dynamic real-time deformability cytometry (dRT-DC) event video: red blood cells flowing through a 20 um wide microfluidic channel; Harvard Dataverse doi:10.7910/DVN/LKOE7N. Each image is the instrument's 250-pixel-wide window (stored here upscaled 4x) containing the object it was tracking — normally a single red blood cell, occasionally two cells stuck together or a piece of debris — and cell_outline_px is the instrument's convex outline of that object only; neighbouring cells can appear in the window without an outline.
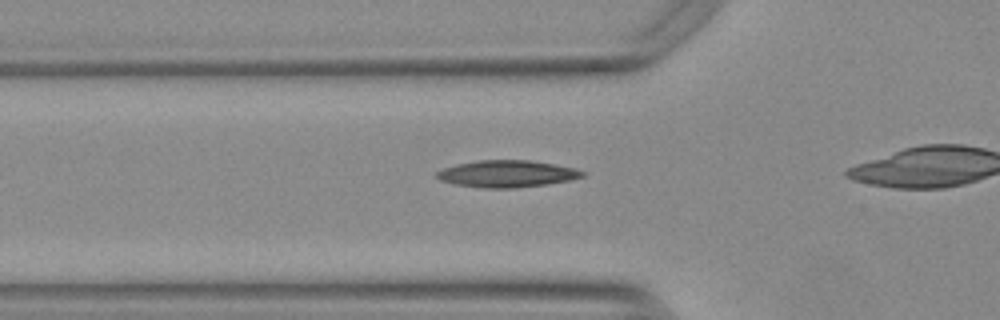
{"species": "Egyptian fruit bat (a non-hibernating species)", "species_latin": "Rousettus aegyptiacus", "temperature_condition": "warm", "stored_images_in_passage": 27, "camera_frame_rate_fps": 3000, "um_per_image_px": 0.085, "animal": {"sex": "female"}, "frame": {"image": 1, "passage_image": 2, "time_ms": 0.333, "image_size_px": [1000, 320], "cell_outline_px": [[584, 176], [568, 180], [544, 184], [516, 188], [484, 188], [456, 184], [440, 180], [436, 176], [436, 172], [444, 168], [456, 164], [480, 160], [532, 160], [572, 168], [584, 172]], "centroid_in_image_um": [43.04, 14.77], "position_along_channel_um": 82.8, "area_um2": 22.48}}
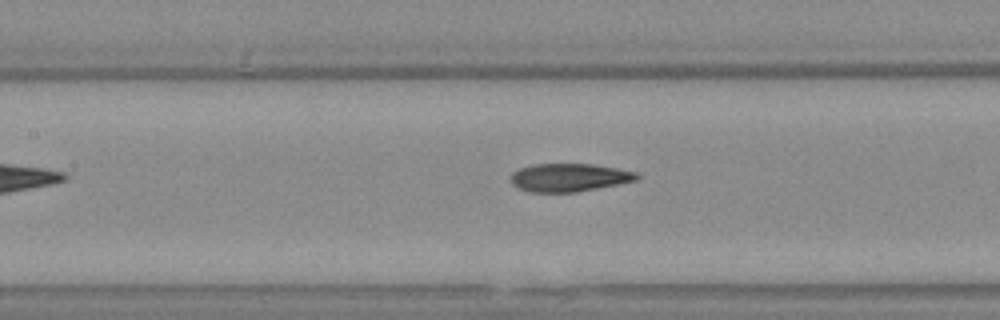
{"frame": {"image": 2, "passage_image": 8, "time_ms": 2.333, "image_size_px": [1000, 320], "cell_outline_px": [[640, 176], [636, 180], [576, 192], [528, 192], [512, 184], [512, 172], [520, 168], [532, 164], [592, 164], [616, 168], [636, 172]], "centroid_in_image_um": [48.35, 15.08], "position_along_channel_um": 159.0, "area_um2": 20.4}}
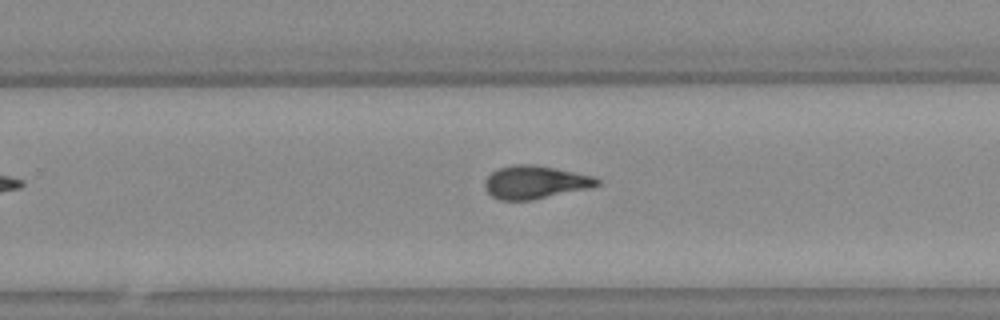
{"frame": {"image": 3, "passage_image": 18, "time_ms": 5.667, "image_size_px": [1000, 320], "cell_outline_px": [[600, 184], [588, 188], [532, 200], [500, 200], [492, 196], [484, 188], [484, 180], [492, 172], [500, 168], [516, 164], [536, 164], [596, 176], [600, 180]], "centroid_in_image_um": [45.49, 15.48], "position_along_channel_um": 284.3, "area_um2": 21.68}}